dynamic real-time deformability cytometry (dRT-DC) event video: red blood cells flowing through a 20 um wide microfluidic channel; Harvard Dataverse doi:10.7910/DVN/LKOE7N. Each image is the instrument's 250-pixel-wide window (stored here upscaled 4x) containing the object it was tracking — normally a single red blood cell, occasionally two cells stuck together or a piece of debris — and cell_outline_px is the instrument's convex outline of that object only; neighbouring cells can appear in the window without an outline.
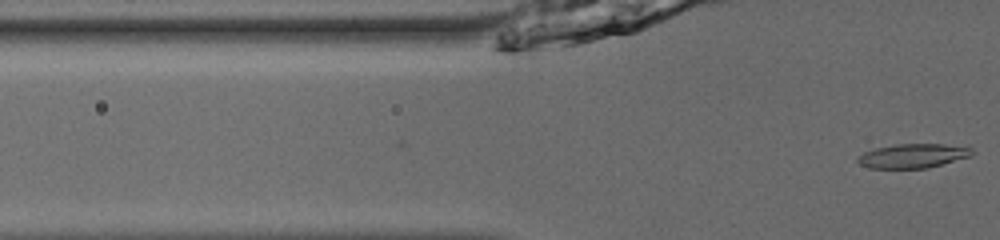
{"species": "common noctule bat (a hibernating species)", "species_latin": "Nyctalus noctula", "temperature_condition": "room temperature", "stored_images_in_passage": 3, "camera_frame_rate_fps": 3000, "um_per_image_px": 0.085, "animal": {"sex": "male", "body_mass_g": 13.0, "forearm_length_mm": 53.1}, "frame": {"image": 1, "passage_image": 3, "time_ms": 0.667, "image_size_px": [1000, 240], "cell_outline_px": [[976, 152], [972, 156], [928, 168], [868, 168], [860, 164], [856, 160], [856, 156], [864, 152], [876, 148], [896, 144], [968, 144]], "centroid_in_image_um": [77.69, 13.23], "position_along_channel_um": 48.1, "area_um2": 16.59}}